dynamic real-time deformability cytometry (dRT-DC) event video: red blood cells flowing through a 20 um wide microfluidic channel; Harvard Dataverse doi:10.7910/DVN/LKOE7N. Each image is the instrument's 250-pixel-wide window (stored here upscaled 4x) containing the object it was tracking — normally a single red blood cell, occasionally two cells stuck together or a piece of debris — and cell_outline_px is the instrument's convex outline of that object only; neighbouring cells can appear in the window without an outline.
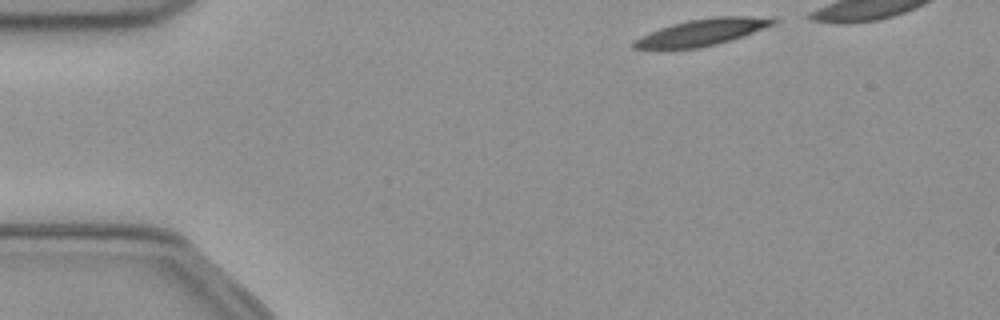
{"species": "common noctule bat (a hibernating species)", "species_latin": "Nyctalus noctula", "temperature_condition": "cold", "stored_images_in_passage": 29, "camera_frame_rate_fps": 3000, "um_per_image_px": 0.085, "animal": {"sex": "female", "body_mass_g": 21.9}, "frame": {"image": 1, "passage_image": 1, "time_ms": 0.0, "image_size_px": [1000, 320], "cell_outline_px": [[780, 20], [776, 24], [732, 40], [700, 48], [632, 48], [632, 40], [640, 36], [660, 28], [672, 24], [688, 20], [716, 16], [748, 16]], "centroid_in_image_um": [59.68, 2.73], "position_along_channel_um": 25.3, "area_um2": 21.44}}